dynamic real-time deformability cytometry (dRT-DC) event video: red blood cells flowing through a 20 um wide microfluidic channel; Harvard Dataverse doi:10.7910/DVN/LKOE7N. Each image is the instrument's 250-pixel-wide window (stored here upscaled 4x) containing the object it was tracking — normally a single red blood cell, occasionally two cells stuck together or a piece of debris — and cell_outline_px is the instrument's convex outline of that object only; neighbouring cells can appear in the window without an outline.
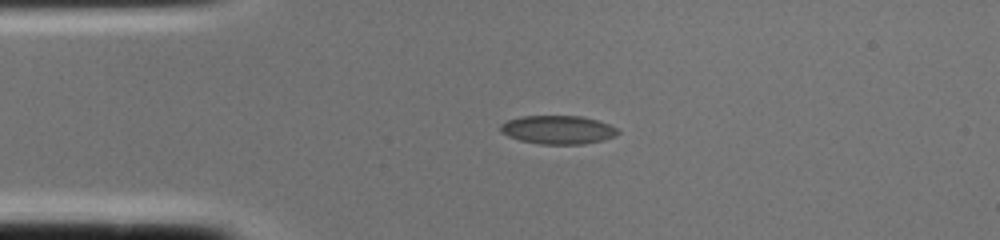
{"species": "common noctule bat (a hibernating species)", "species_latin": "Nyctalus noctula", "temperature_condition": "cold", "stored_images_in_passage": 1, "camera_frame_rate_fps": 3000, "um_per_image_px": 0.085, "animal": {"sex": "female", "body_mass_g": 22.0, "forearm_length_mm": 56.7}, "frame": {"image": 1, "passage_image": 1, "time_ms": 0.0, "image_size_px": [1000, 240], "cell_outline_px": [[620, 132], [616, 136], [584, 144], [540, 144], [520, 140], [508, 136], [500, 132], [500, 124], [508, 120], [520, 116], [580, 116], [596, 120], [608, 124], [616, 128]], "centroid_in_image_um": [47.39, 11.03], "position_along_channel_um": 37.6, "area_um2": 19.42}}